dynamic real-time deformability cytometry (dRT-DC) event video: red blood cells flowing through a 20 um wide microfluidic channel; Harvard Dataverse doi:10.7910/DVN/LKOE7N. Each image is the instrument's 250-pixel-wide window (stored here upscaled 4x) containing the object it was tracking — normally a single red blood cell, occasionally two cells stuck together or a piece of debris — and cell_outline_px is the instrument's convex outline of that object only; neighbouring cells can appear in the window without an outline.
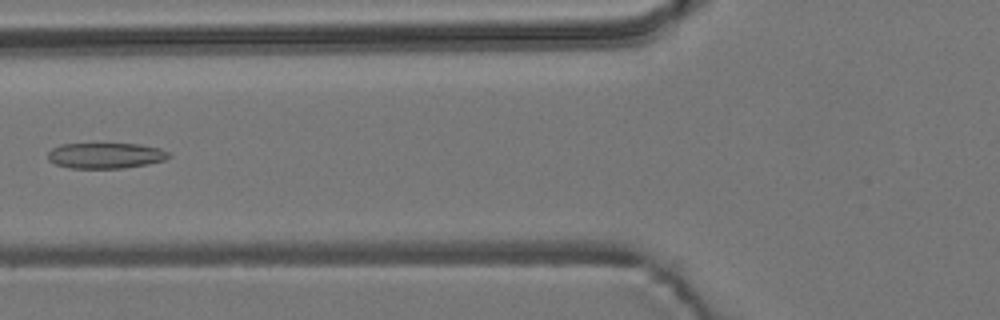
{"species": "common noctule bat (a hibernating species)", "species_latin": "Nyctalus noctula", "temperature_condition": "room temperature", "stored_images_in_passage": 2, "camera_frame_rate_fps": 3000, "um_per_image_px": 0.085, "animal": {"sex": "male", "body_mass_g": 19.2, "forearm_length_mm": 51.8}, "frame": {"image": 1, "passage_image": 2, "time_ms": 1.333, "image_size_px": [1000, 320], "cell_outline_px": [[172, 156], [164, 160], [148, 164], [124, 168], [68, 168], [56, 164], [48, 160], [48, 152], [52, 148], [60, 144], [140, 144], [160, 148], [168, 152]], "centroid_in_image_um": [8.98, 13.22], "position_along_channel_um": 116.8, "area_um2": 18.15}}